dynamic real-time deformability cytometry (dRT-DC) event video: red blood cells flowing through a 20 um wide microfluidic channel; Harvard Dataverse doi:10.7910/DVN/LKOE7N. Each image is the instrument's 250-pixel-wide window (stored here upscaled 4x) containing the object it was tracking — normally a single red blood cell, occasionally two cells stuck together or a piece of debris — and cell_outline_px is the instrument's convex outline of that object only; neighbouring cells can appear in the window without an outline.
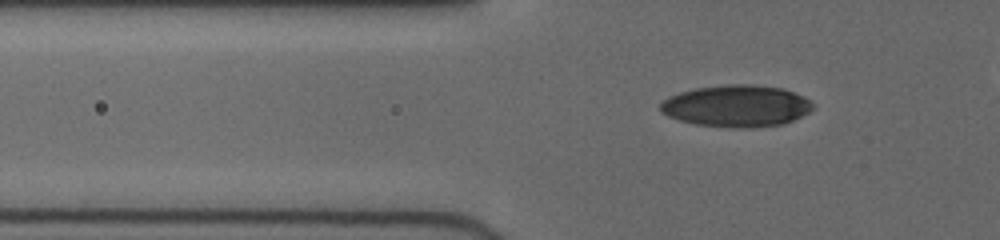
{"species": "human", "species_latin": "Homo sapiens", "temperature_condition": "cold", "stored_images_in_passage": 52, "camera_frame_rate_fps": 3000, "um_per_image_px": 0.085, "donor": {"sex": "female"}, "frame": {"image": 1, "passage_image": 21, "time_ms": 6.667, "image_size_px": [1000, 240], "cell_outline_px": [[812, 108], [808, 112], [784, 124], [752, 128], [732, 128], [696, 124], [680, 120], [668, 116], [660, 112], [660, 104], [668, 96], [680, 92], [696, 88], [728, 84], [752, 84], [784, 88], [804, 96], [812, 104]], "centroid_in_image_um": [62.59, 9.0], "position_along_channel_um": 63.2, "area_um2": 37.22}}
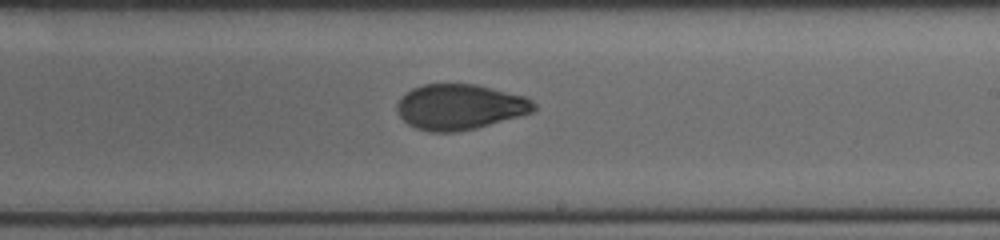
{"frame": {"image": 2, "passage_image": 36, "time_ms": 11.667, "image_size_px": [1000, 240], "cell_outline_px": [[536, 108], [532, 112], [520, 116], [476, 128], [456, 132], [428, 132], [416, 128], [408, 124], [396, 112], [396, 104], [412, 88], [424, 84], [476, 84], [528, 96], [536, 104]], "centroid_in_image_um": [39.11, 9.09], "position_along_channel_um": 249.9, "area_um2": 36.41}}
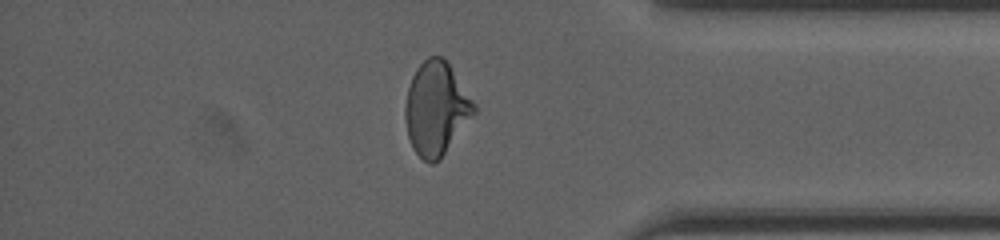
{"frame": {"image": 3, "passage_image": 48, "time_ms": 15.667, "image_size_px": [1000, 240], "cell_outline_px": [[476, 112], [440, 160], [432, 164], [424, 160], [412, 148], [408, 136], [404, 116], [404, 108], [408, 88], [412, 76], [416, 68], [428, 56], [440, 56], [448, 64], [476, 104]], "centroid_in_image_um": [37.06, 9.25], "position_along_channel_um": 398.1, "area_um2": 37.22}}